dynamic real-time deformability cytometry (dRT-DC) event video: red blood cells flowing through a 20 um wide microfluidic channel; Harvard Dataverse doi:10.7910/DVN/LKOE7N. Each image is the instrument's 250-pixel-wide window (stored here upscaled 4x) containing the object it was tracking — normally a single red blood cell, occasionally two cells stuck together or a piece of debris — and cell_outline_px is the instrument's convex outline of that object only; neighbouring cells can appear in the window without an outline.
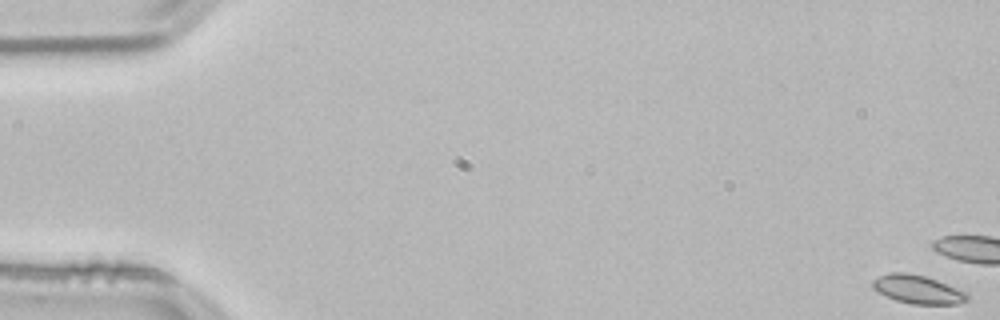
{"species": "common noctule bat (a hibernating species)", "species_latin": "Nyctalus noctula", "temperature_condition": "room temperature", "stored_images_in_passage": 16, "camera_frame_rate_fps": 3000, "um_per_image_px": 0.085, "animal": {"sex": "male", "body_mass_g": 21.5, "forearm_length_mm": 52.0}, "frame": {"image": 1, "passage_image": 1, "time_ms": 0.0, "image_size_px": [1000, 320], "cell_outline_px": [[968, 300], [956, 304], [912, 304], [896, 300], [872, 288], [872, 280], [880, 276], [892, 272], [904, 272], [924, 276], [936, 280], [968, 292]], "centroid_in_image_um": [78.03, 24.6], "position_along_channel_um": 7.0, "area_um2": 15.49}}